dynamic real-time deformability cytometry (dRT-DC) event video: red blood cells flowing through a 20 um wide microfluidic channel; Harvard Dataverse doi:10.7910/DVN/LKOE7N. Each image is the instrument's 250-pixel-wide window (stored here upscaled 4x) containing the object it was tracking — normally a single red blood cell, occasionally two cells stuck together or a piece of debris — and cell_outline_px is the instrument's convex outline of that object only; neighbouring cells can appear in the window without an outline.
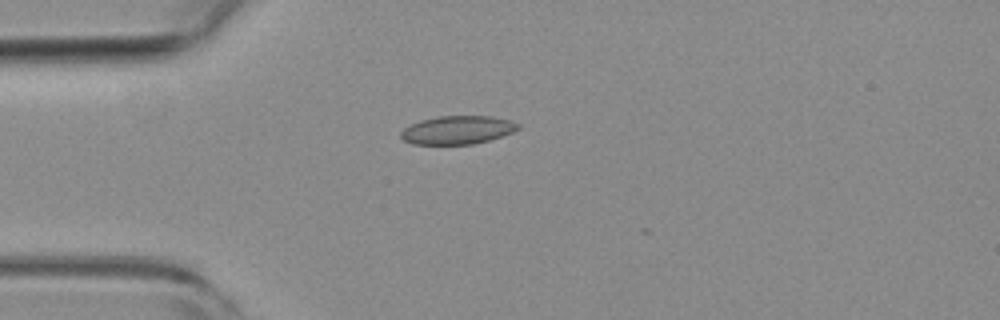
{"species": "common noctule bat (a hibernating species)", "species_latin": "Nyctalus noctula", "temperature_condition": "room temperature", "stored_images_in_passage": 14, "camera_frame_rate_fps": 3000, "um_per_image_px": 0.085, "animal": {"sex": "female", "body_mass_g": 19.3, "forearm_length_mm": 54.1}, "frame": {"image": 1, "passage_image": 1, "time_ms": 0.0, "image_size_px": [1000, 320], "cell_outline_px": [[520, 128], [512, 132], [488, 140], [472, 144], [412, 144], [404, 140], [400, 136], [400, 132], [404, 128], [420, 120], [436, 116], [492, 116], [508, 120], [520, 124]], "centroid_in_image_um": [38.86, 11.04], "position_along_channel_um": 46.1, "area_um2": 19.25}}
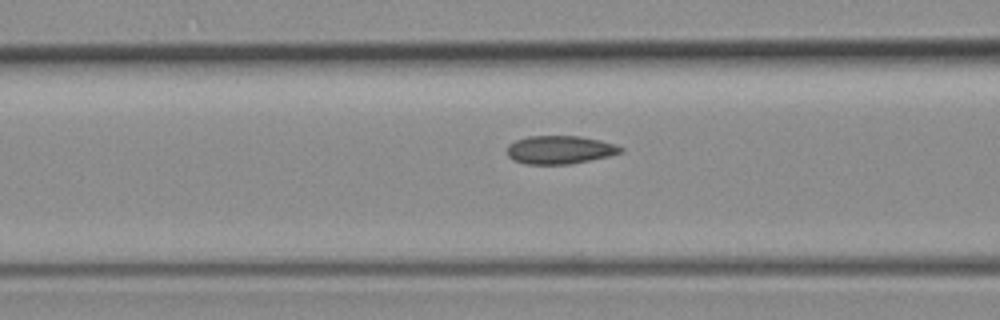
{"frame": {"image": 2, "passage_image": 8, "time_ms": 2.333, "image_size_px": [1000, 320], "cell_outline_px": [[624, 152], [608, 156], [568, 164], [524, 164], [512, 160], [508, 156], [508, 144], [516, 140], [528, 136], [580, 136], [600, 140], [616, 144], [624, 148]], "centroid_in_image_um": [47.59, 12.73], "position_along_channel_um": 119.0, "area_um2": 18.73}}
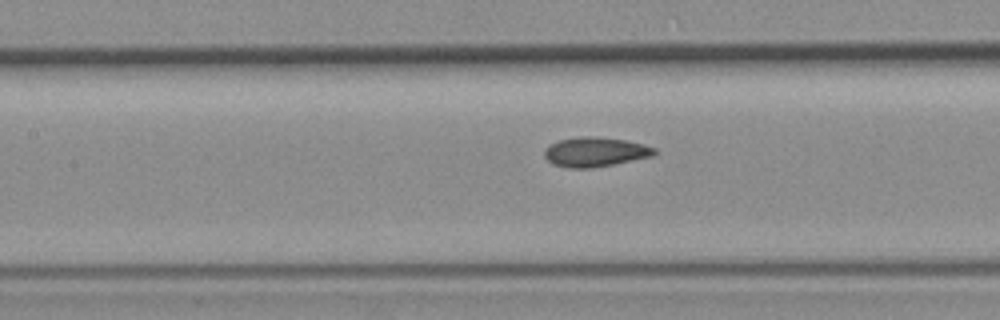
{"frame": {"image": 3, "passage_image": 11, "time_ms": 3.333, "image_size_px": [1000, 320], "cell_outline_px": [[656, 156], [592, 168], [568, 168], [552, 164], [544, 156], [544, 148], [548, 144], [560, 140], [580, 136], [596, 136], [624, 140], [644, 144], [656, 148]], "centroid_in_image_um": [50.59, 12.91], "position_along_channel_um": 156.8, "area_um2": 19.19}}